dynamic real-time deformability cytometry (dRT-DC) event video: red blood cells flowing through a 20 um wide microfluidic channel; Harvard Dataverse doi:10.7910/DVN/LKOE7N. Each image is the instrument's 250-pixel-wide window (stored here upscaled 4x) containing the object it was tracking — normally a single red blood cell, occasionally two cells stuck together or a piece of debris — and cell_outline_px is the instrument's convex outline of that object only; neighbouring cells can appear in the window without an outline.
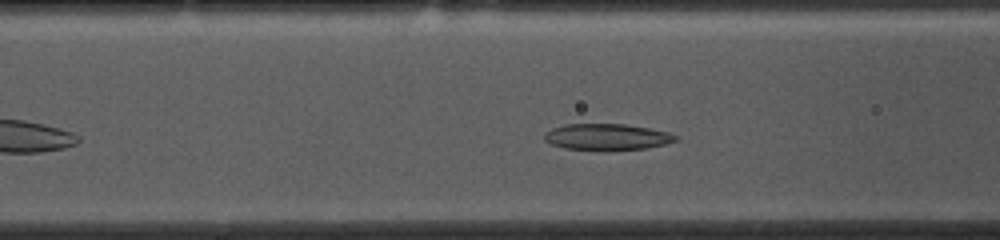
{"species": "common noctule bat (a hibernating species)", "species_latin": "Nyctalus noctula", "temperature_condition": "cold", "stored_images_in_passage": 39, "camera_frame_rate_fps": 3000, "um_per_image_px": 0.085, "animal": {"sex": "female", "body_mass_g": 10.0, "forearm_length_mm": 53.1}, "frame": {"image": 1, "passage_image": 14, "time_ms": 4.333, "image_size_px": [1000, 240], "cell_outline_px": [[680, 140], [664, 144], [644, 148], [604, 152], [568, 148], [552, 144], [544, 140], [544, 136], [552, 128], [564, 124], [624, 124], [648, 128], [668, 132], [680, 136]], "centroid_in_image_um": [51.63, 11.65], "position_along_channel_um": 115.0, "area_um2": 20.4}}
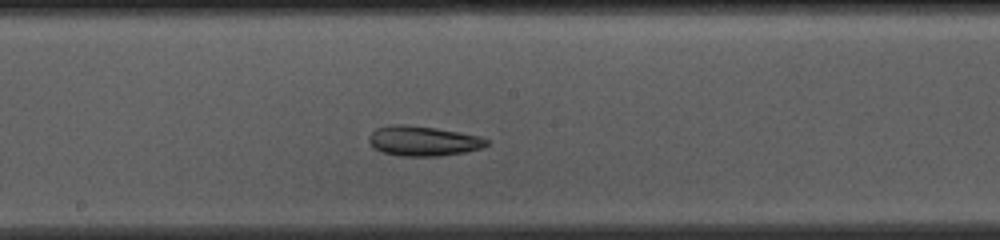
{"frame": {"image": 2, "passage_image": 22, "time_ms": 7.0, "image_size_px": [1000, 240], "cell_outline_px": [[492, 140], [488, 144], [480, 148], [464, 152], [440, 156], [400, 156], [380, 152], [372, 148], [368, 140], [368, 136], [376, 128], [392, 124], [404, 124], [436, 128], [480, 136]], "centroid_in_image_um": [35.93, 11.98], "position_along_channel_um": 212.3, "area_um2": 20.75}}
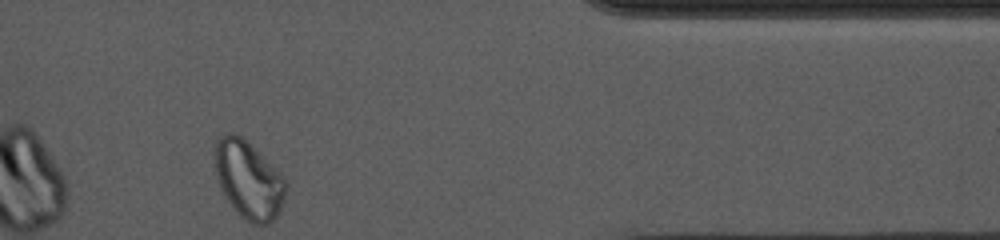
{"frame": {"image": 3, "passage_image": 39, "time_ms": 12.667, "image_size_px": [1000, 240], "cell_outline_px": [[288, 184], [280, 212], [268, 224], [252, 224], [240, 216], [236, 212], [228, 200], [220, 184], [216, 172], [212, 156], [212, 152], [216, 140], [224, 132], [236, 132]], "centroid_in_image_um": [21.07, 15.29], "position_along_channel_um": 390.3, "area_um2": 31.5}, "authors_computed_cell_mechanics": {"area_um2": 21.5016, "velocity_mm_per_s": 3.6454, "shape_relaxation_time_tau1_ms": null, "shape_relaxation_time_tau2_ms": 2.9198, "deformation_change_tau1": null, "deformation_change_tau2": 0.0918}}